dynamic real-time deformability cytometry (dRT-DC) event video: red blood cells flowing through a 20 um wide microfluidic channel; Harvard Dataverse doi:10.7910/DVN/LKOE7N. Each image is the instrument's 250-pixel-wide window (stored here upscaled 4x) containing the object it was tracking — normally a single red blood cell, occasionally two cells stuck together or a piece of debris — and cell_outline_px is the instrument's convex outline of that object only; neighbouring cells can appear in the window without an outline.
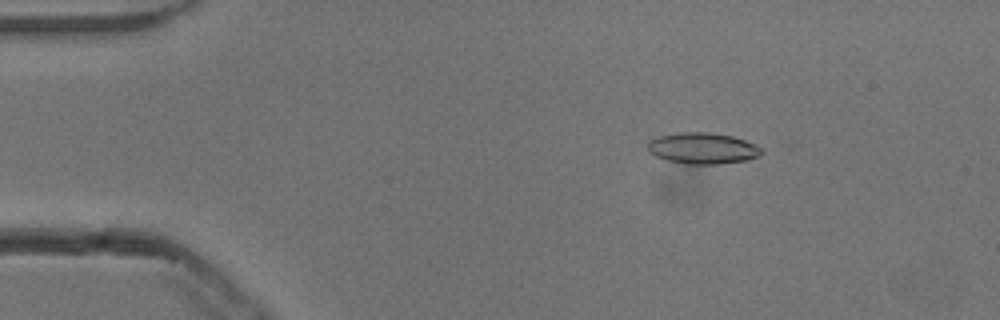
{"species": "common noctule bat (a hibernating species)", "species_latin": "Nyctalus noctula", "temperature_condition": "cold", "stored_images_in_passage": 49, "camera_frame_rate_fps": 3000, "um_per_image_px": 0.085, "animal": {"sex": "male", "body_mass_g": 13.3}, "frame": {"image": 1, "passage_image": 8, "time_ms": 2.333, "image_size_px": [1000, 320], "cell_outline_px": [[764, 152], [760, 156], [748, 160], [720, 164], [688, 164], [668, 160], [656, 156], [648, 152], [648, 140], [660, 136], [676, 132], [708, 132], [732, 136], [744, 140], [764, 148]], "centroid_in_image_um": [59.75, 12.6], "position_along_channel_um": 25.2, "area_um2": 20.87}}
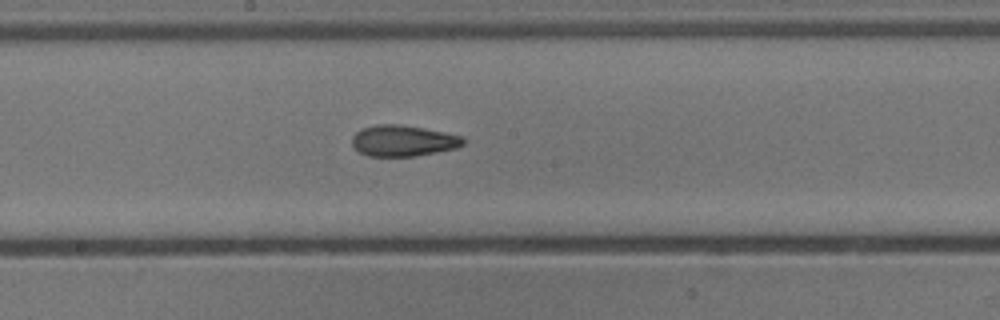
{"frame": {"image": 2, "passage_image": 28, "time_ms": 9.0, "image_size_px": [1000, 320], "cell_outline_px": [[464, 144], [456, 148], [416, 156], [368, 156], [360, 152], [352, 144], [352, 136], [356, 132], [364, 128], [376, 124], [400, 124], [444, 132], [464, 136]], "centroid_in_image_um": [34.27, 11.96], "position_along_channel_um": 213.9, "area_um2": 20.06}}
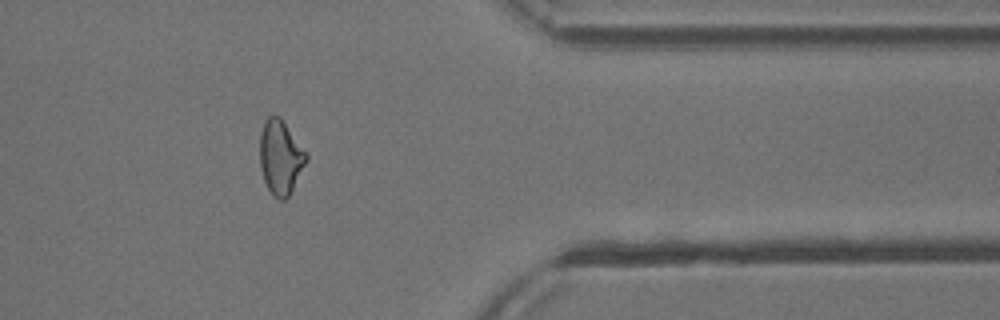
{"frame": {"image": 3, "passage_image": 43, "time_ms": 14.0, "image_size_px": [1000, 320], "cell_outline_px": [[308, 160], [288, 196], [284, 200], [280, 200], [272, 196], [264, 180], [260, 168], [260, 132], [264, 120], [268, 116], [280, 116], [308, 156]], "centroid_in_image_um": [23.82, 13.37], "position_along_channel_um": 387.6, "area_um2": 19.94}}